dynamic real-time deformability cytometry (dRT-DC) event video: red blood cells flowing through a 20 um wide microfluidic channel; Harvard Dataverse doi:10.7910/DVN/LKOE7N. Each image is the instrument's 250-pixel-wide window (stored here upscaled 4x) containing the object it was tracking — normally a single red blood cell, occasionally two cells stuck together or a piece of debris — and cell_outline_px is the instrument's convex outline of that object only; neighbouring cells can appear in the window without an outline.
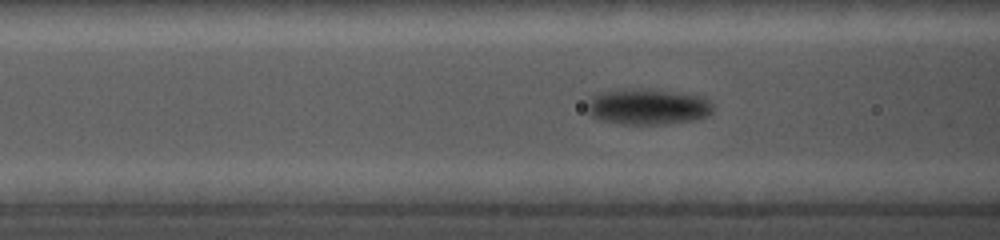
{"species": "common noctule bat (a hibernating species)", "species_latin": "Nyctalus noctula", "temperature_condition": "cold", "stored_images_in_passage": 30, "camera_frame_rate_fps": 5000, "um_per_image_px": 0.085, "animal": {"sex": "female", "body_mass_g": 19.0, "forearm_length_mm": 56.7}, "frame": {"image": 1, "passage_image": 17, "time_ms": 6.2, "image_size_px": [1000, 240], "cell_outline_px": [[712, 112], [708, 116], [696, 120], [664, 124], [620, 124], [596, 120], [588, 112], [588, 104], [592, 96], [604, 92], [668, 92], [700, 96], [708, 100], [712, 104]], "centroid_in_image_um": [55.08, 9.15], "position_along_channel_um": 111.5, "area_um2": 25.09}}
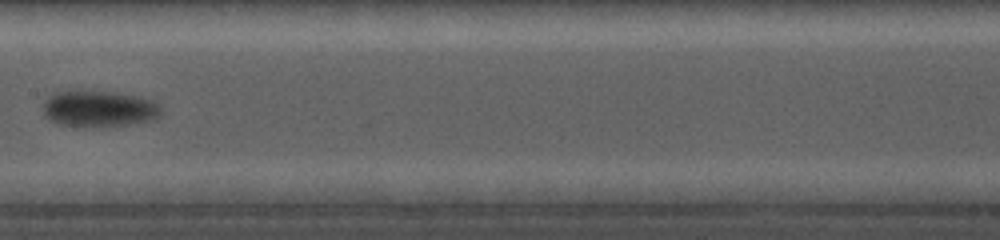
{"frame": {"image": 2, "passage_image": 22, "time_ms": 8.6, "image_size_px": [1000, 240], "cell_outline_px": [[160, 116], [148, 120], [124, 124], [84, 128], [60, 124], [48, 120], [44, 116], [44, 100], [52, 92], [116, 92], [140, 96], [152, 100], [160, 104]], "centroid_in_image_um": [8.38, 9.25], "position_along_channel_um": 199.0, "area_um2": 24.85}}
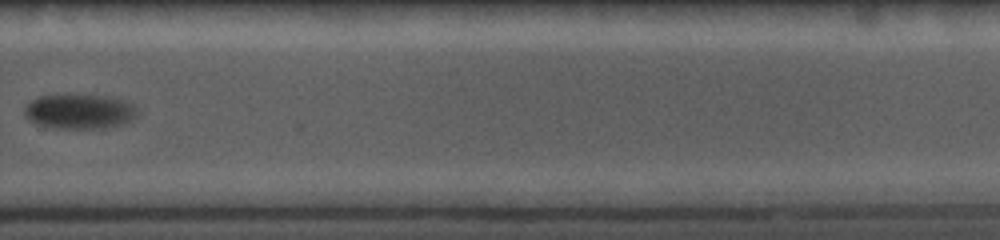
{"frame": {"image": 3, "passage_image": 26, "time_ms": 12.0, "image_size_px": [1000, 240], "cell_outline_px": [[136, 116], [132, 120], [124, 124], [104, 128], [56, 128], [40, 124], [28, 120], [24, 112], [24, 108], [32, 100], [40, 96], [100, 96], [120, 100], [132, 104], [136, 108]], "centroid_in_image_um": [6.75, 9.5], "position_along_channel_um": 323.0, "area_um2": 22.2}}